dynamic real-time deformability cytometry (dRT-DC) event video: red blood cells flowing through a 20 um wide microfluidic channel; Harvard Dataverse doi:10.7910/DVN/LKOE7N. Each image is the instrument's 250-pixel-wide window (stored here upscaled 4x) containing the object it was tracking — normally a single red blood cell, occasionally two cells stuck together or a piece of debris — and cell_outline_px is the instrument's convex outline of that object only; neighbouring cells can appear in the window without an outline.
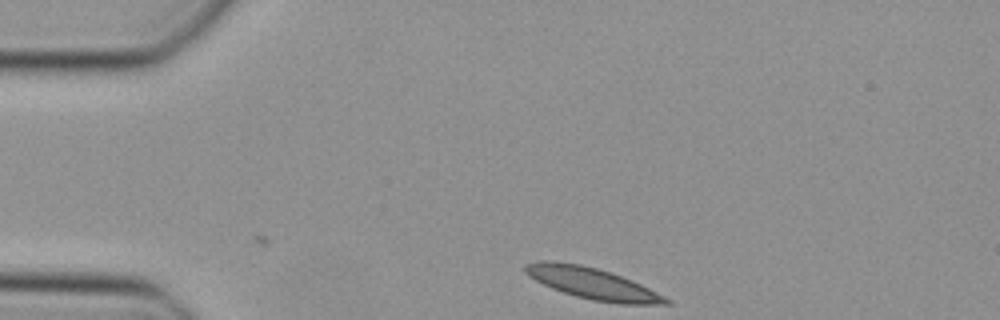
{"species": "Egyptian fruit bat (a non-hibernating species)", "species_latin": "Rousettus aegyptiacus", "temperature_condition": "cold", "stored_images_in_passage": 39, "camera_frame_rate_fps": 3000, "um_per_image_px": 0.085, "animal": {"sex": "female"}, "frame": {"image": 1, "passage_image": 1, "time_ms": 0.0, "image_size_px": [1000, 320], "cell_outline_px": [[672, 304], [620, 304], [592, 300], [576, 296], [552, 288], [528, 276], [524, 272], [524, 264], [540, 260], [552, 260], [580, 264], [612, 272], [632, 280], [672, 300]], "centroid_in_image_um": [50.34, 24.08], "position_along_channel_um": 34.7, "area_um2": 25.72}}
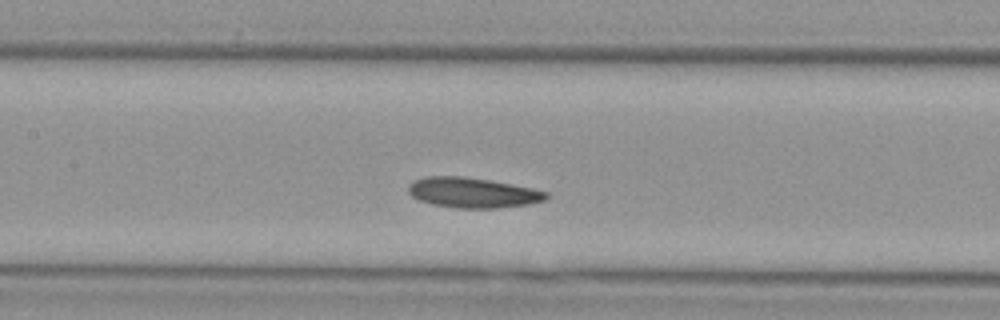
{"frame": {"image": 2, "passage_image": 14, "time_ms": 4.333, "image_size_px": [1000, 320], "cell_outline_px": [[548, 196], [544, 200], [528, 204], [500, 208], [460, 208], [432, 204], [420, 200], [412, 196], [408, 192], [408, 184], [416, 180], [428, 176], [464, 176], [488, 180], [532, 188], [548, 192]], "centroid_in_image_um": [40.17, 16.38], "position_along_channel_um": 167.2, "area_um2": 24.04}}
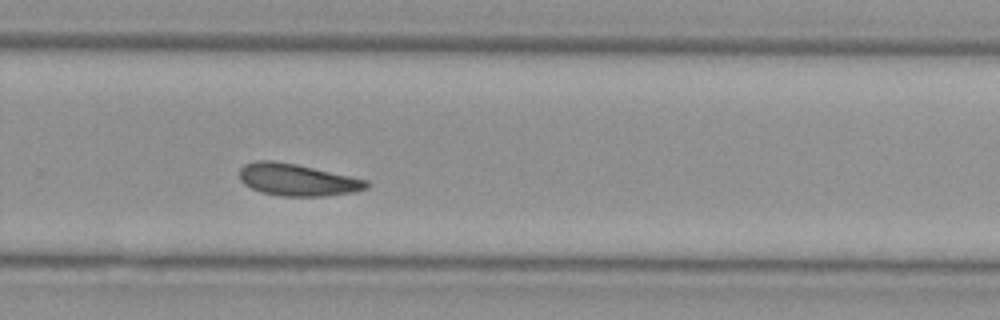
{"frame": {"image": 3, "passage_image": 24, "time_ms": 7.667, "image_size_px": [1000, 320], "cell_outline_px": [[372, 184], [368, 188], [356, 192], [324, 196], [280, 196], [260, 192], [244, 184], [240, 180], [240, 168], [244, 164], [256, 160], [272, 160], [296, 164], [368, 180]], "centroid_in_image_um": [25.29, 15.29], "position_along_channel_um": 304.5, "area_um2": 23.87}}